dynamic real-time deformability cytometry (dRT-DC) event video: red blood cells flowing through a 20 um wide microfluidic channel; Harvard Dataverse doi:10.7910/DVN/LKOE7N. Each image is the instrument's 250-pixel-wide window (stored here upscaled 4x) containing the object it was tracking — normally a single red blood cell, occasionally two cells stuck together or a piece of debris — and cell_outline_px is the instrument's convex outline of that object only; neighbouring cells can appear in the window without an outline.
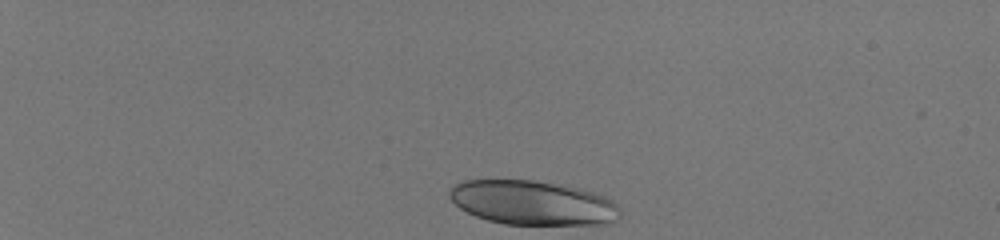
{"species": "human", "species_latin": "Homo sapiens", "temperature_condition": "room temperature", "stored_images_in_passage": 38, "camera_frame_rate_fps": 3000, "um_per_image_px": 0.085, "donor": {"sex": "male"}, "frame": {"image": 1, "passage_image": 1, "time_ms": 0.0, "image_size_px": [1000, 240], "cell_outline_px": [[620, 216], [616, 220], [608, 224], [504, 224], [488, 220], [476, 216], [460, 208], [452, 200], [448, 192], [460, 180], [532, 180], [580, 188], [604, 196], [612, 200], [620, 208]], "centroid_in_image_um": [45.29, 17.24], "position_along_channel_um": 39.7, "area_um2": 43.87}}
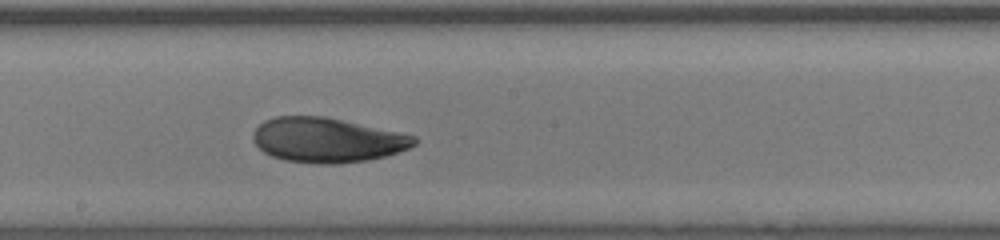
{"frame": {"image": 2, "passage_image": 22, "time_ms": 7.0, "image_size_px": [1000, 240], "cell_outline_px": [[416, 144], [408, 148], [384, 156], [368, 160], [340, 164], [320, 164], [284, 160], [272, 156], [264, 152], [252, 140], [252, 132], [264, 120], [276, 116], [324, 116], [416, 136]], "centroid_in_image_um": [27.76, 11.9], "position_along_channel_um": 220.4, "area_um2": 41.79}}
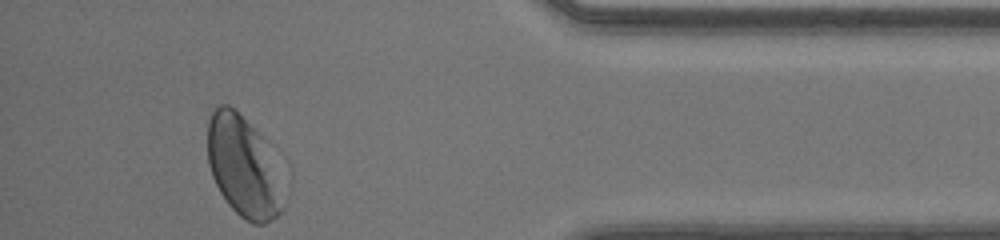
{"frame": {"image": 3, "passage_image": 38, "time_ms": 12.333, "image_size_px": [1000, 240], "cell_outline_px": [[284, 208], [276, 216], [264, 224], [252, 224], [244, 220], [228, 204], [220, 192], [212, 176], [208, 164], [208, 120], [212, 112], [220, 104], [228, 104], [256, 132]], "centroid_in_image_um": [20.51, 14.22], "position_along_channel_um": 414.7, "area_um2": 41.21}, "authors_computed_cell_mechanics": {"area_um2": 42.4252, "velocity_mm_per_s": 4.1083, "shape_relaxation_time_tau1_ms": 3.4488, "shape_relaxation_time_tau2_ms": 3.1709, "deformation_change_tau1": 0.1314, "deformation_change_tau2": 0.0935}}